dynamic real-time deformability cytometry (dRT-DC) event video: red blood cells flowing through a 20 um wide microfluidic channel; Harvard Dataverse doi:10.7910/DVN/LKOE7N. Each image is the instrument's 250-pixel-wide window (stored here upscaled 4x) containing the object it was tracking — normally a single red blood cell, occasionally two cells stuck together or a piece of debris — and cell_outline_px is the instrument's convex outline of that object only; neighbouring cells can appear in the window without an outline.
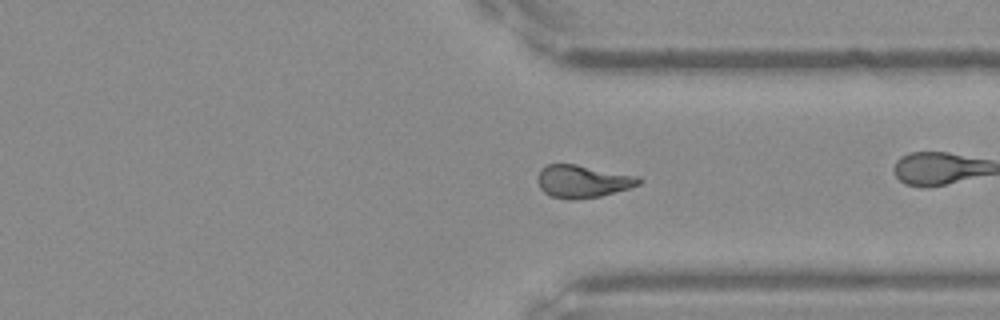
{"species": "Egyptian fruit bat (a non-hibernating species)", "species_latin": "Rousettus aegyptiacus", "temperature_condition": "warm", "stored_images_in_passage": 51, "camera_frame_rate_fps": 3000, "um_per_image_px": 0.085, "frame": {"image": 1, "passage_image": 37, "time_ms": 12.0, "image_size_px": [1000, 320], "cell_outline_px": [[640, 184], [628, 188], [600, 196], [552, 196], [544, 192], [540, 188], [540, 172], [548, 164], [572, 164], [628, 176], [640, 180]], "centroid_in_image_um": [49.47, 15.39], "position_along_channel_um": 361.9, "area_um2": 17.28}, "authors_computed_cell_mechanics": {"area_um2": 17.918, "velocity_mm_per_s": 3.8293, "shape_relaxation_time_tau1_ms": null, "shape_relaxation_time_tau2_ms": 3.0432, "deformation_change_tau1": null, "deformation_change_tau2": 0.0859}}